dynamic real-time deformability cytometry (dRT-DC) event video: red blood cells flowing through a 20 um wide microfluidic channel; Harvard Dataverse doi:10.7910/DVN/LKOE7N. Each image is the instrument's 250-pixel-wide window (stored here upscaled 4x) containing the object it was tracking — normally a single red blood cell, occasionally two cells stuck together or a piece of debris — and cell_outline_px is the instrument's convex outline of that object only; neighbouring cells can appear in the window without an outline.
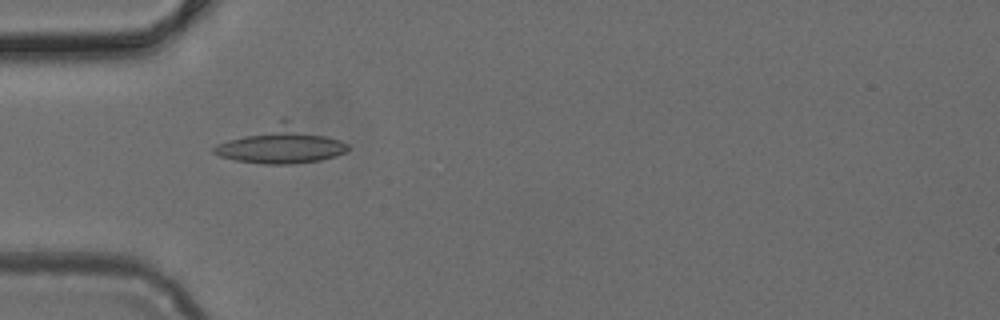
{"species": "common noctule bat (a hibernating species)", "species_latin": "Nyctalus noctula", "temperature_condition": "cold", "stored_images_in_passage": 6, "camera_frame_rate_fps": 3000, "um_per_image_px": 0.085, "animal": {"sex": "female", "body_mass_g": 24.6, "forearm_length_mm": 56.2}, "frame": {"image": 1, "passage_image": 4, "time_ms": 1.0, "image_size_px": [1000, 320], "cell_outline_px": [[348, 148], [344, 152], [336, 156], [320, 160], [292, 164], [264, 164], [236, 160], [220, 156], [212, 152], [212, 148], [216, 144], [280, 116], [284, 116], [340, 140], [348, 144]], "centroid_in_image_um": [23.85, 12.25], "position_along_channel_um": 61.2, "area_um2": 29.71}}
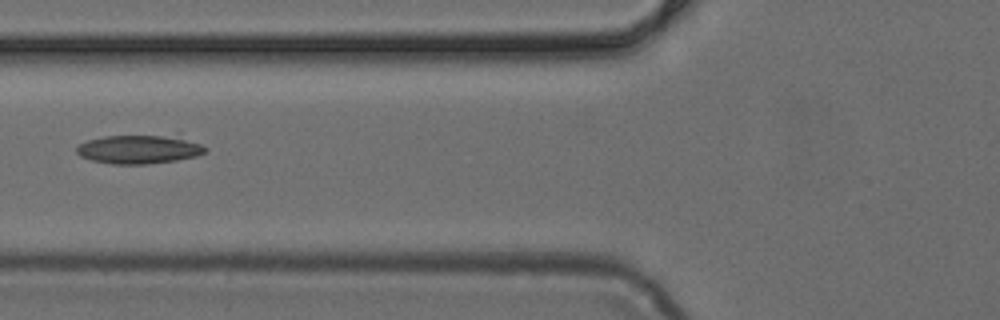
{"frame": {"image": 2, "passage_image": 5, "time_ms": 1.333, "image_size_px": [1000, 320], "cell_outline_px": [[208, 152], [196, 156], [176, 160], [144, 164], [112, 164], [92, 160], [80, 156], [76, 152], [76, 148], [80, 144], [88, 140], [104, 136], [180, 132], [208, 148]], "centroid_in_image_um": [11.97, 12.62], "position_along_channel_um": 113.8, "area_um2": 22.83}}
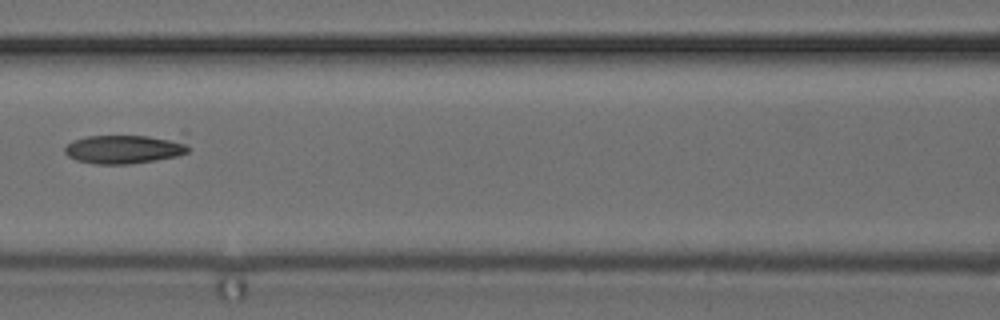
{"frame": {"image": 3, "passage_image": 6, "time_ms": 1.667, "image_size_px": [1000, 320], "cell_outline_px": [[192, 148], [188, 152], [176, 156], [128, 164], [96, 164], [76, 160], [68, 156], [64, 152], [64, 148], [72, 140], [88, 136], [184, 132]], "centroid_in_image_um": [10.85, 12.57], "position_along_channel_um": 155.7, "area_um2": 22.77}}